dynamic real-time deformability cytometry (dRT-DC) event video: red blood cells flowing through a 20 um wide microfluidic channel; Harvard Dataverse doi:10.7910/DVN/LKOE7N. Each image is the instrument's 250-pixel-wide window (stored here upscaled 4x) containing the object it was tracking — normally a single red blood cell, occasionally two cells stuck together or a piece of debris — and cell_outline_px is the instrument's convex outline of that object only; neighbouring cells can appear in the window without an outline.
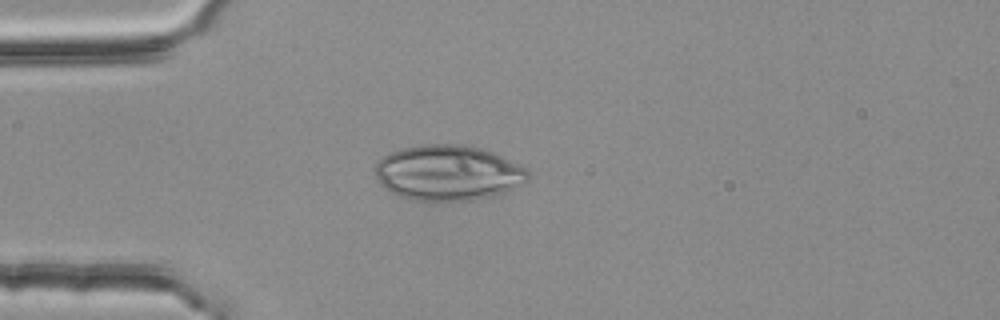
{"species": "common noctule bat (a hibernating species)", "species_latin": "Nyctalus noctula", "temperature_condition": "room temperature", "stored_images_in_passage": 1, "camera_frame_rate_fps": 3000, "um_per_image_px": 0.085, "animal": {"sex": "female", "body_mass_g": 25.1}, "frame": {"image": 1, "passage_image": 1, "time_ms": 0.0, "image_size_px": [1000, 320], "cell_outline_px": [[532, 176], [528, 180], [504, 192], [472, 200], [412, 200], [400, 196], [384, 188], [380, 184], [376, 176], [376, 164], [384, 156], [392, 152], [404, 148], [424, 144], [460, 144], [480, 148], [492, 152], [528, 168], [532, 172]], "centroid_in_image_um": [38.11, 14.68], "position_along_channel_um": 46.9, "area_um2": 49.01}}